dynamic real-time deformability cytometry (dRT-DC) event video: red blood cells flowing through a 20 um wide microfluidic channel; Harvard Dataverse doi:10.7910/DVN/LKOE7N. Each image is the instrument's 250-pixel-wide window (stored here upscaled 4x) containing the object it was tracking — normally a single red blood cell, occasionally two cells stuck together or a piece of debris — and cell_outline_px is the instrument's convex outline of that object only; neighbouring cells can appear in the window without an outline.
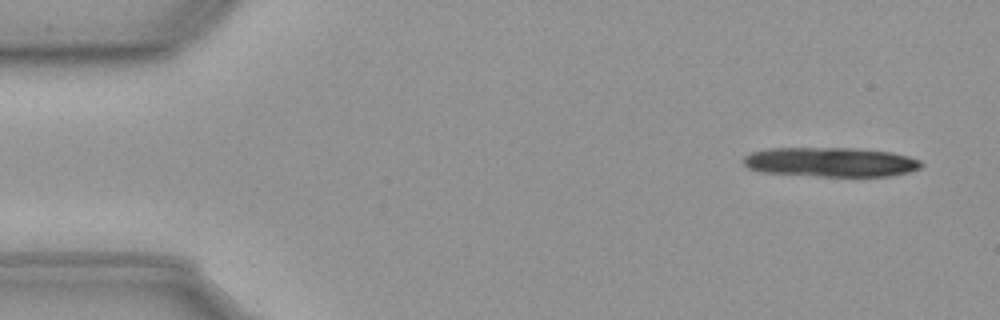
{"species": "common noctule bat (a hibernating species)", "species_latin": "Nyctalus noctula", "temperature_condition": "cold", "stored_images_in_passage": 14, "camera_frame_rate_fps": 3000, "um_per_image_px": 0.085, "animal": {"sex": "male", "body_mass_g": 23.1, "forearm_length_mm": 52.7}, "frame": {"image": 1, "passage_image": 3, "time_ms": 0.667, "image_size_px": [1000, 320], "cell_outline_px": [[924, 164], [920, 168], [908, 172], [892, 176], [820, 176], [760, 172], [748, 168], [744, 164], [744, 156], [752, 152], [768, 148], [856, 148], [892, 152], [908, 156], [920, 160]], "centroid_in_image_um": [70.62, 13.77], "position_along_channel_um": 14.4, "area_um2": 30.63}}